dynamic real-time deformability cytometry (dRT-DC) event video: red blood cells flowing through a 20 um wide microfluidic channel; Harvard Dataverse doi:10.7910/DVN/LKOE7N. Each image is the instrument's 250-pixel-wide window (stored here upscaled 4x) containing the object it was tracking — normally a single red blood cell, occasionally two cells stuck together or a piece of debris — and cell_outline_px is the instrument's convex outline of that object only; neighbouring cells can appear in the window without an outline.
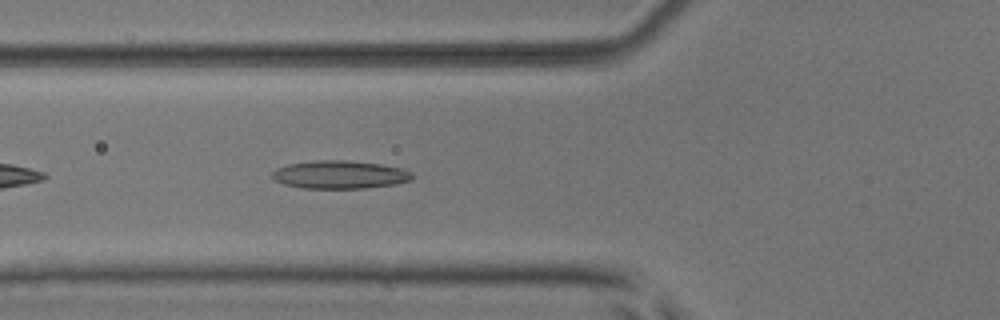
{"species": "common noctule bat (a hibernating species)", "species_latin": "Nyctalus noctula", "temperature_condition": "room temperature", "stored_images_in_passage": 37, "camera_frame_rate_fps": 3000, "um_per_image_px": 0.085, "animal": {"sex": "male", "body_mass_g": 17.9, "forearm_length_mm": 54.2}, "frame": {"image": 1, "passage_image": 5, "time_ms": 1.333, "image_size_px": [1000, 320], "cell_outline_px": [[412, 180], [396, 184], [364, 188], [304, 188], [284, 184], [276, 180], [272, 176], [272, 172], [276, 168], [288, 164], [316, 160], [344, 160], [380, 164], [408, 168], [412, 172]], "centroid_in_image_um": [28.94, 14.84], "position_along_channel_um": 96.9, "area_um2": 23.0}}
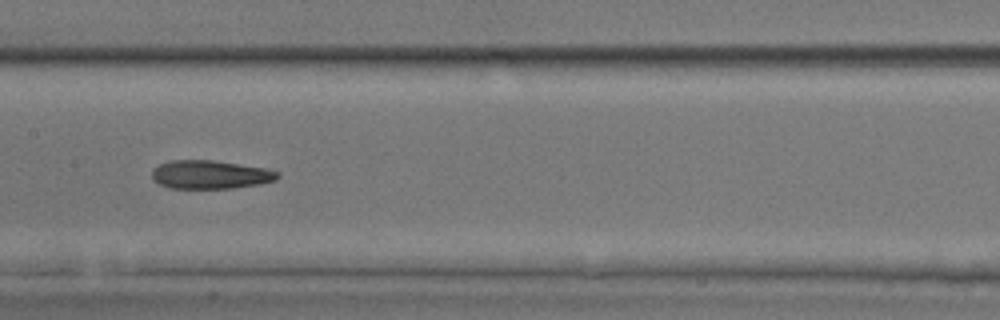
{"frame": {"image": 2, "passage_image": 12, "time_ms": 3.667, "image_size_px": [1000, 320], "cell_outline_px": [[280, 176], [276, 180], [260, 184], [232, 188], [168, 188], [152, 180], [152, 172], [160, 164], [172, 160], [212, 160], [268, 168], [280, 172]], "centroid_in_image_um": [17.92, 14.84], "position_along_channel_um": 189.5, "area_um2": 20.92}}
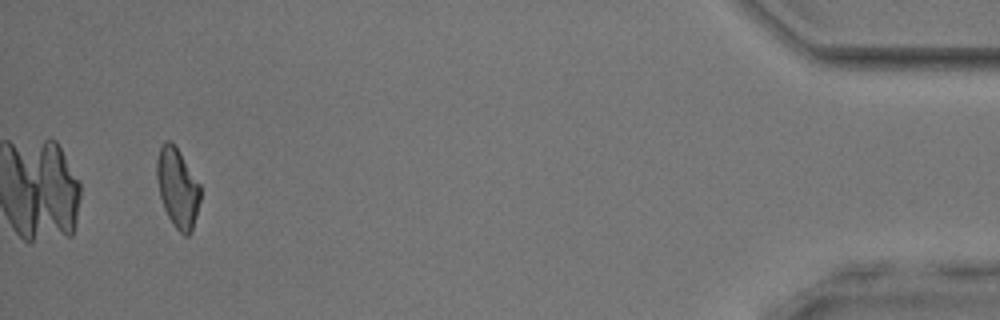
{"frame": {"image": 3, "passage_image": 35, "time_ms": 11.333, "image_size_px": [1000, 320], "cell_outline_px": [[200, 200], [192, 232], [188, 236], [184, 236], [172, 224], [164, 208], [160, 196], [156, 176], [156, 160], [160, 148], [168, 140], [172, 140], [180, 152], [200, 184]], "centroid_in_image_um": [15.09, 15.98], "position_along_channel_um": 420.1, "area_um2": 20.17}, "authors_computed_cell_mechanics": {"area_um2": 20.9236, "velocity_mm_per_s": 3.9757, "shape_relaxation_time_tau1_ms": null, "shape_relaxation_time_tau2_ms": 4.7511, "deformation_change_tau1": null, "deformation_change_tau2": 0.1449}}